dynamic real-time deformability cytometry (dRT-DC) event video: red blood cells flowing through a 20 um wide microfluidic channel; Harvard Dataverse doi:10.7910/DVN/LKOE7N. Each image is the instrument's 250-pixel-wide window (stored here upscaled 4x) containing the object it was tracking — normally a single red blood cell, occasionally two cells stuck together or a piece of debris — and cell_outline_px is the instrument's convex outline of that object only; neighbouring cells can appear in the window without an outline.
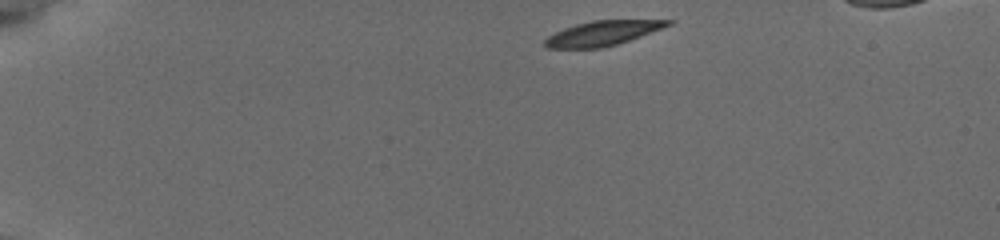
{"species": "common noctule bat (a hibernating species)", "species_latin": "Nyctalus noctula", "temperature_condition": "cold", "stored_images_in_passage": 51, "camera_frame_rate_fps": 3000, "um_per_image_px": 0.085, "animal": {"sex": "female", "body_mass_g": 19.5, "forearm_length_mm": 54.1}, "frame": {"image": 1, "passage_image": 1, "time_ms": 0.0, "image_size_px": [1000, 240], "cell_outline_px": [[676, 20], [672, 24], [640, 36], [616, 44], [600, 48], [548, 48], [544, 44], [544, 40], [548, 36], [564, 28], [576, 24], [592, 20]], "centroid_in_image_um": [51.2, 2.82], "position_along_channel_um": 33.8, "area_um2": 17.46}}
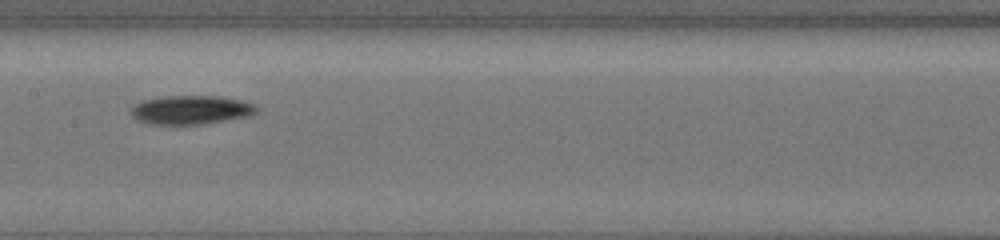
{"frame": {"image": 2, "passage_image": 22, "time_ms": 6.333, "image_size_px": [1000, 240], "cell_outline_px": [[260, 108], [256, 112], [248, 116], [200, 124], [148, 124], [132, 116], [128, 112], [132, 104], [140, 100], [164, 96], [220, 96], [240, 100], [252, 104]], "centroid_in_image_um": [16.15, 9.33], "position_along_channel_um": 191.2, "area_um2": 21.15}}
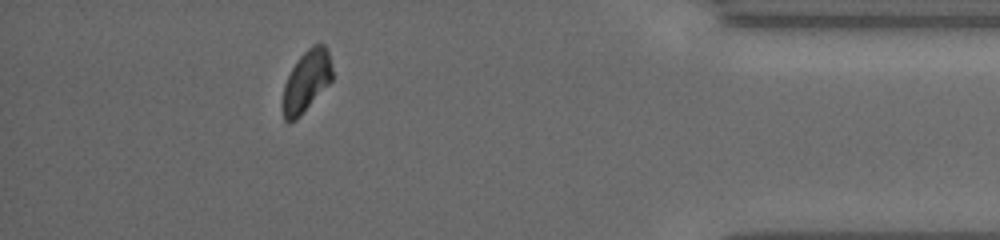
{"frame": {"image": 3, "passage_image": 44, "time_ms": 13.0, "image_size_px": [1000, 240], "cell_outline_px": [[332, 80], [300, 116], [296, 120], [288, 124], [284, 120], [284, 84], [292, 68], [300, 56], [312, 44], [324, 44], [328, 52], [332, 68]], "centroid_in_image_um": [26.06, 6.9], "position_along_channel_um": 409.1, "area_um2": 17.4}}